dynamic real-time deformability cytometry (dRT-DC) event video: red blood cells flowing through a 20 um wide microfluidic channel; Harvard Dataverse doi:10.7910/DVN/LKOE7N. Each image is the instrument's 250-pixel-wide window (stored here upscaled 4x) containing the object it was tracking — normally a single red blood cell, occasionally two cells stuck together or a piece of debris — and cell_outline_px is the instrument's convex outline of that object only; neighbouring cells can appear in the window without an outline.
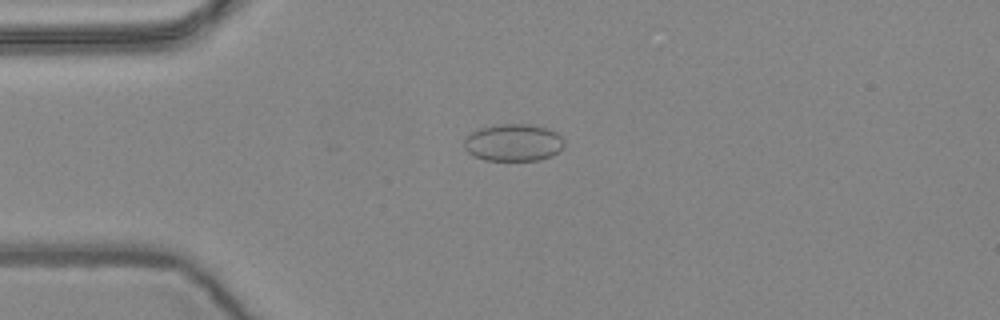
{"species": "common noctule bat (a hibernating species)", "species_latin": "Nyctalus noctula", "temperature_condition": "warm", "stored_images_in_passage": 4, "camera_frame_rate_fps": 3000, "um_per_image_px": 0.085, "animal": {"sex": "female", "body_mass_g": 24.6, "forearm_length_mm": 56.2}, "frame": {"image": 1, "passage_image": 3, "time_ms": 0.667, "image_size_px": [1000, 320], "cell_outline_px": [[564, 148], [552, 156], [540, 160], [484, 160], [472, 156], [464, 148], [464, 140], [472, 132], [480, 128], [496, 124], [532, 124], [548, 128], [556, 132], [564, 140]], "centroid_in_image_um": [43.66, 12.12], "position_along_channel_um": 41.3, "area_um2": 21.96}}